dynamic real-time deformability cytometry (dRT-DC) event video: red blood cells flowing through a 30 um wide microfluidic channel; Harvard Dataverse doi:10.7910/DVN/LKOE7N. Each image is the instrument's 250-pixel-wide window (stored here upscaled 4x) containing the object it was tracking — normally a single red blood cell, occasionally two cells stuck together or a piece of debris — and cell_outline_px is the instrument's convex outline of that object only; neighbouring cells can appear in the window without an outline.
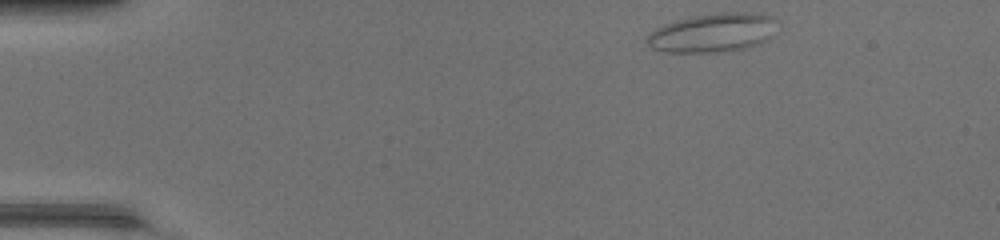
{"species": "common noctule bat (a hibernating species)", "species_latin": "Nyctalus noctula", "temperature_condition": "warm", "stored_images_in_passage": 41, "camera_frame_rate_fps": 3000, "um_per_image_px": 0.085, "animal": {"sex": "female", "body_mass_g": 17.0, "forearm_length_mm": 48.0}, "frame": {"image": 1, "passage_image": 1, "time_ms": 0.0, "image_size_px": [1000, 240], "cell_outline_px": [[776, 36], [760, 44], [740, 48], [716, 52], [664, 52], [652, 48], [648, 44], [648, 32], [664, 24], [676, 20], [692, 16], [720, 12], [756, 12], [772, 16], [776, 20]], "centroid_in_image_um": [60.64, 2.76], "position_along_channel_um": 24.4, "area_um2": 29.82}}
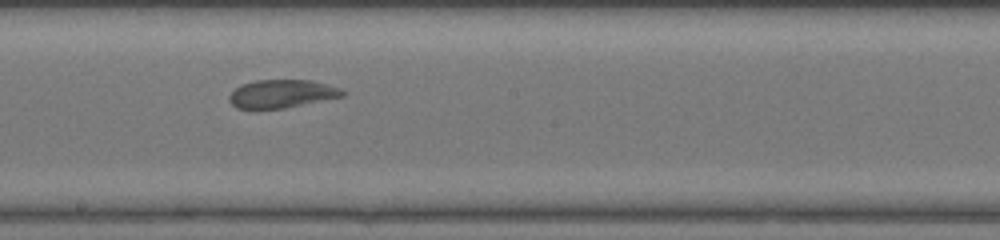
{"frame": {"image": 2, "passage_image": 21, "time_ms": 6.667, "image_size_px": [1000, 240], "cell_outline_px": [[344, 96], [284, 108], [236, 108], [228, 100], [228, 96], [240, 84], [256, 80], [312, 80], [328, 84], [340, 88], [344, 92]], "centroid_in_image_um": [23.94, 7.96], "position_along_channel_um": 224.3, "area_um2": 18.5}}
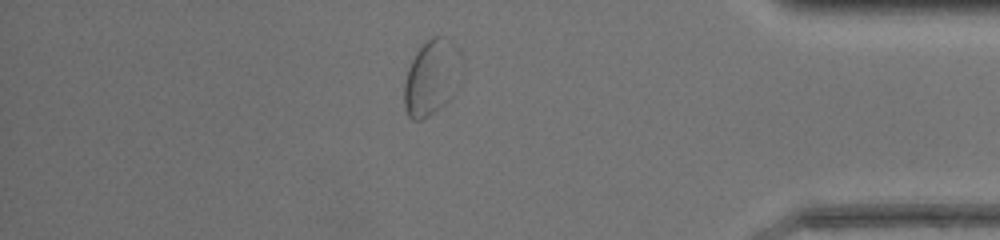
{"frame": {"image": 3, "passage_image": 35, "time_ms": 11.333, "image_size_px": [1000, 240], "cell_outline_px": [[456, 92], [444, 104], [428, 116], [420, 120], [412, 120], [408, 116], [404, 108], [404, 84], [408, 68], [416, 52], [432, 36], [448, 36], [452, 40]], "centroid_in_image_um": [36.54, 6.65], "position_along_channel_um": 398.7, "area_um2": 23.7}, "authors_computed_cell_mechanics": {"area_um2": 19.652, "velocity_mm_per_s": 4.3764, "shape_relaxation_time_tau1_ms": null, "shape_relaxation_time_tau2_ms": 1.5197, "deformation_change_tau1": null, "deformation_change_tau2": 0.0617}}